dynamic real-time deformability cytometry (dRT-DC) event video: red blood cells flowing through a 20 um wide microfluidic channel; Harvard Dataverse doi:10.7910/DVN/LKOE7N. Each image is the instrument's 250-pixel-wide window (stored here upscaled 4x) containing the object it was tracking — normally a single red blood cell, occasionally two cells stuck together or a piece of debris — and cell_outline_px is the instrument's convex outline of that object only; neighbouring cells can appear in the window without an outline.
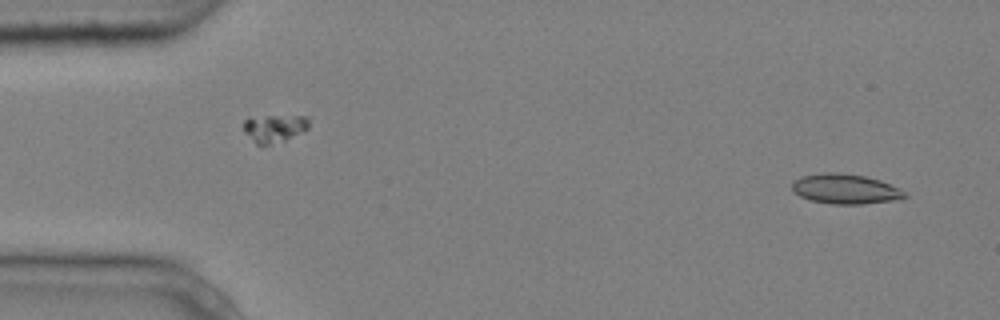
{"species": "common noctule bat (a hibernating species)", "species_latin": "Nyctalus noctula", "temperature_condition": "cold", "stored_images_in_passage": 7, "camera_frame_rate_fps": 3000, "um_per_image_px": 0.085, "animal": {"sex": "male", "body_mass_g": 20.4}, "frame": {"image": 1, "passage_image": 1, "time_ms": 0.0, "image_size_px": [1000, 320], "cell_outline_px": [[908, 196], [900, 200], [860, 204], [832, 204], [808, 200], [792, 192], [792, 184], [800, 176], [824, 172], [836, 172], [864, 176], [880, 180], [904, 192]], "centroid_in_image_um": [71.82, 16.07], "position_along_channel_um": 13.2, "area_um2": 19.65}}
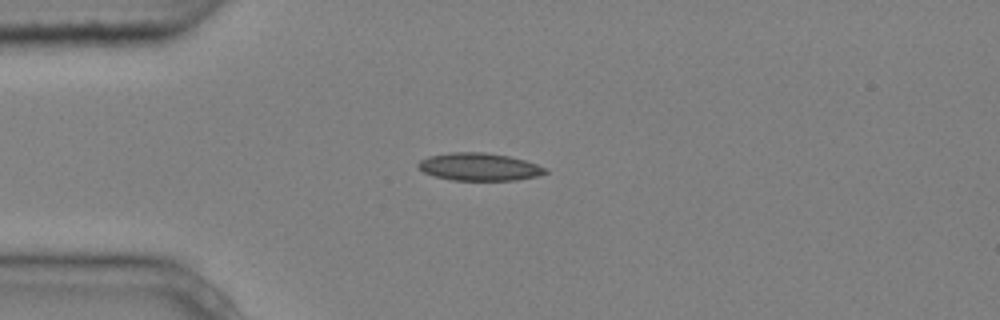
{"frame": {"image": 2, "passage_image": 3, "time_ms": 0.667, "image_size_px": [1000, 320], "cell_outline_px": [[548, 172], [536, 176], [516, 180], [452, 180], [436, 176], [424, 172], [416, 164], [420, 160], [428, 156], [452, 152], [484, 152], [508, 156], [524, 160], [548, 168]], "centroid_in_image_um": [40.74, 14.18], "position_along_channel_um": 44.3, "area_um2": 20.35}}
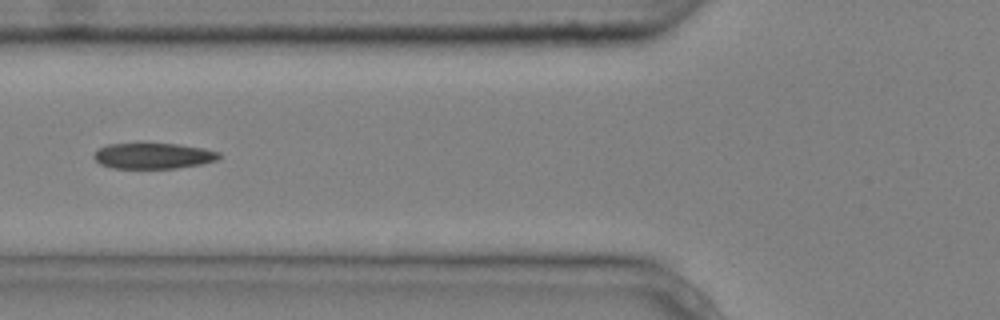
{"frame": {"image": 3, "passage_image": 5, "time_ms": 1.333, "image_size_px": [1000, 320], "cell_outline_px": [[220, 156], [216, 160], [204, 164], [176, 168], [112, 168], [100, 164], [92, 156], [100, 148], [108, 144], [180, 144], [204, 148], [220, 152]], "centroid_in_image_um": [13.06, 13.25], "position_along_channel_um": 112.7, "area_um2": 18.73}}